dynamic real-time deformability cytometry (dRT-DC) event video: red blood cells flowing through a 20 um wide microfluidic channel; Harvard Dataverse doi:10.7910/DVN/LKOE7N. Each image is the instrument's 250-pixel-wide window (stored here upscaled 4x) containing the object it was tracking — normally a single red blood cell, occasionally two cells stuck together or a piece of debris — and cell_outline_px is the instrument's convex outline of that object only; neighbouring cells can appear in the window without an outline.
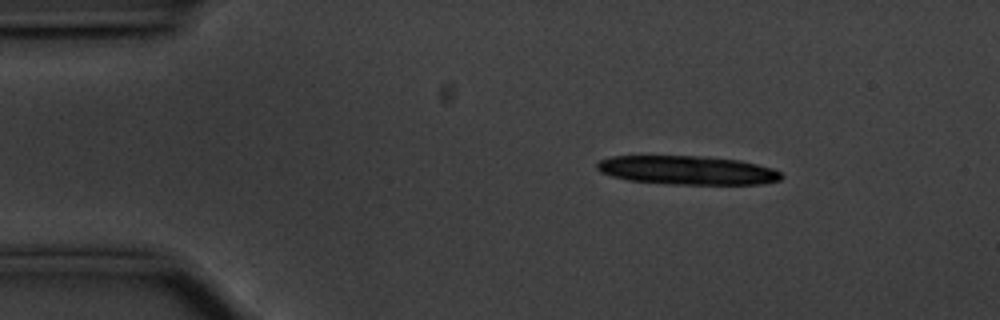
{"species": "common noctule bat (a hibernating species)", "species_latin": "Nyctalus noctula", "temperature_condition": "cold", "stored_images_in_passage": 40, "camera_frame_rate_fps": 3000, "um_per_image_px": 0.085, "animal": {"sex": "male", "body_mass_g": 20.1, "forearm_length_mm": 53.5}, "frame": {"image": 1, "passage_image": 7, "time_ms": 2.0, "image_size_px": [1000, 320], "cell_outline_px": [[784, 176], [780, 180], [760, 184], [668, 184], [628, 180], [612, 176], [600, 172], [596, 168], [596, 164], [600, 160], [612, 156], [700, 156], [740, 160], [772, 168], [780, 172]], "centroid_in_image_um": [58.41, 14.47], "position_along_channel_um": 26.6, "area_um2": 30.92}}